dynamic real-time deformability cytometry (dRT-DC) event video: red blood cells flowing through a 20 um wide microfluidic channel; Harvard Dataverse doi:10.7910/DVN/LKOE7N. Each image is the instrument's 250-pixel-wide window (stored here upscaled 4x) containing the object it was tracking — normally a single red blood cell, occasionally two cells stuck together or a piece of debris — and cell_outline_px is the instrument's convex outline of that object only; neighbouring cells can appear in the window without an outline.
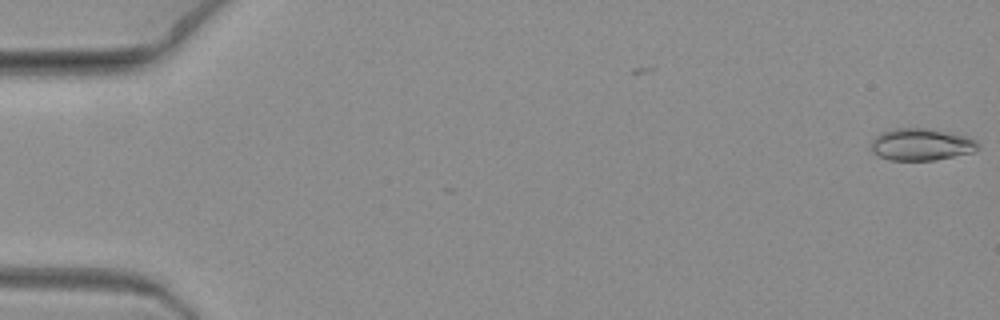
{"species": "common noctule bat (a hibernating species)", "species_latin": "Nyctalus noctula", "temperature_condition": "warm", "stored_images_in_passage": 2, "camera_frame_rate_fps": 3000, "um_per_image_px": 0.085, "animal": {"sex": "female", "body_mass_g": 19.3, "forearm_length_mm": 54.1}, "frame": {"image": 1, "passage_image": 1, "time_ms": 0.0, "image_size_px": [1000, 320], "cell_outline_px": [[980, 148], [972, 152], [932, 160], [888, 160], [872, 152], [872, 140], [880, 132], [896, 128], [928, 128], [968, 136], [976, 140], [980, 144]], "centroid_in_image_um": [78.32, 12.27], "position_along_channel_um": 6.7, "area_um2": 19.94}}